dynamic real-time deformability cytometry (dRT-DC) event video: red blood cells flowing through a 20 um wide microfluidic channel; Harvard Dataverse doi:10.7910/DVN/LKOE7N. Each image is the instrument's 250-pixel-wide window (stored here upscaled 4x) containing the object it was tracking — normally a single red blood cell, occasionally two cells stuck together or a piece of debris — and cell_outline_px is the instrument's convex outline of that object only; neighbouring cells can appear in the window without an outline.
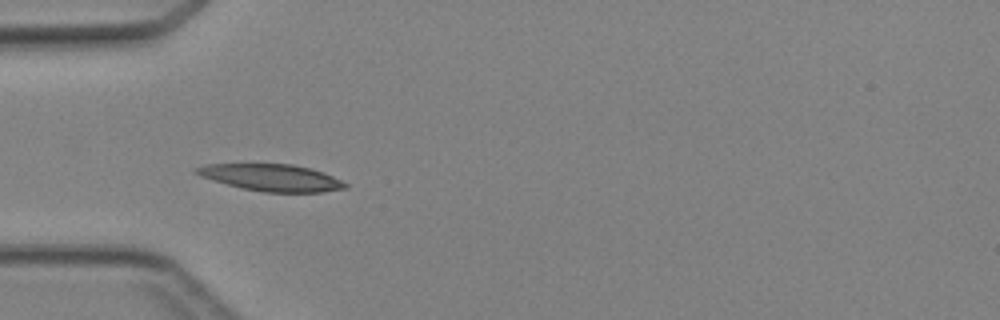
{"species": "Egyptian fruit bat (a non-hibernating species)", "species_latin": "Rousettus aegyptiacus", "temperature_condition": "cold", "stored_images_in_passage": 35, "camera_frame_rate_fps": 3000, "um_per_image_px": 0.085, "animal": {"sex": "female"}, "frame": {"image": 1, "passage_image": 3, "time_ms": 0.667, "image_size_px": [1000, 320], "cell_outline_px": [[348, 188], [320, 192], [264, 192], [244, 188], [228, 184], [200, 176], [192, 172], [192, 168], [204, 164], [292, 164], [324, 172], [348, 184]], "centroid_in_image_um": [23.05, 15.09], "position_along_channel_um": 62.0, "area_um2": 23.18}}
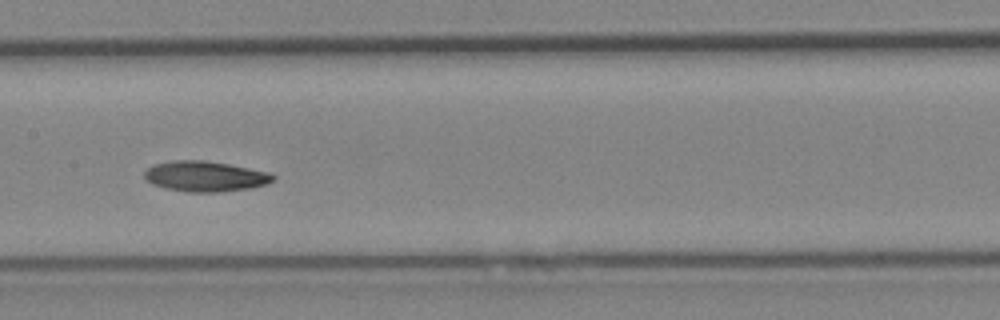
{"frame": {"image": 2, "passage_image": 12, "time_ms": 3.667, "image_size_px": [1000, 320], "cell_outline_px": [[276, 180], [252, 188], [220, 192], [188, 192], [164, 188], [152, 184], [144, 180], [144, 172], [148, 168], [156, 164], [172, 160], [204, 160], [228, 164], [272, 172], [276, 176]], "centroid_in_image_um": [17.46, 14.99], "position_along_channel_um": 189.9, "area_um2": 23.06}}
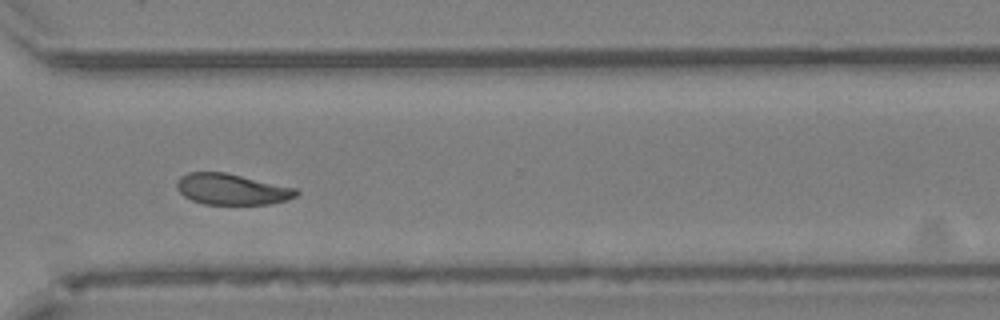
{"frame": {"image": 3, "passage_image": 23, "time_ms": 7.333, "image_size_px": [1000, 320], "cell_outline_px": [[300, 192], [296, 196], [288, 200], [272, 204], [204, 204], [192, 200], [184, 196], [176, 188], [176, 184], [180, 176], [188, 172], [224, 172], [296, 188]], "centroid_in_image_um": [19.7, 16.09], "position_along_channel_um": 350.9, "area_um2": 21.56}}